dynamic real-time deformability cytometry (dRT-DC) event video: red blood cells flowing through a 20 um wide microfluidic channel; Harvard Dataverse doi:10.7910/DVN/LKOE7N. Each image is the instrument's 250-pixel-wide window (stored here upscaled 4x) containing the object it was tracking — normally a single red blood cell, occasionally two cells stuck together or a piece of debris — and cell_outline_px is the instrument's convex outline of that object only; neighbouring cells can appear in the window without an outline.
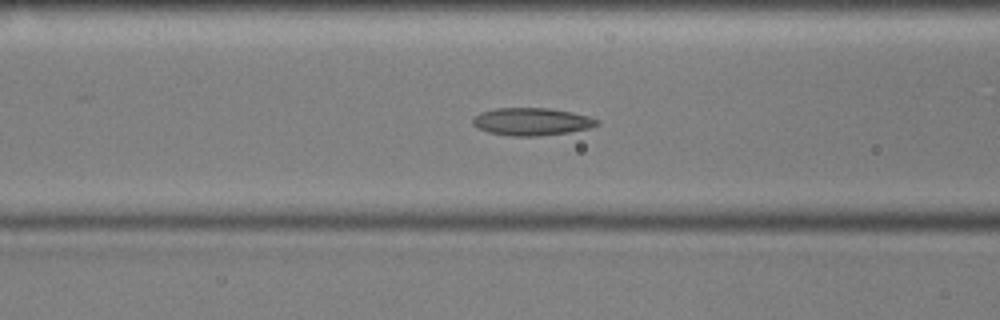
{"species": "common noctule bat (a hibernating species)", "species_latin": "Nyctalus noctula", "temperature_condition": "cold", "stored_images_in_passage": 46, "camera_frame_rate_fps": 3000, "um_per_image_px": 0.085, "animal": {"sex": "male", "body_mass_g": 17.9, "forearm_length_mm": 54.2}, "frame": {"image": 1, "passage_image": 12, "time_ms": 3.667, "image_size_px": [1000, 320], "cell_outline_px": [[600, 124], [588, 128], [568, 132], [536, 136], [512, 136], [488, 132], [472, 124], [472, 120], [480, 112], [496, 108], [548, 108], [572, 112], [588, 116], [600, 120]], "centroid_in_image_um": [45.21, 10.33], "position_along_channel_um": 121.4, "area_um2": 19.83}}
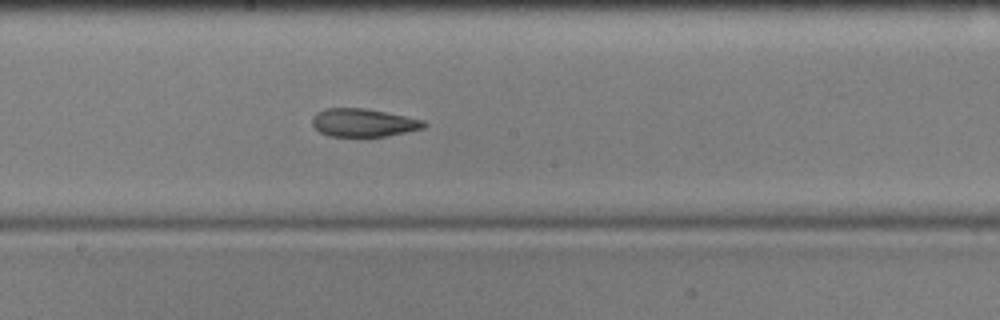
{"frame": {"image": 2, "passage_image": 20, "time_ms": 6.333, "image_size_px": [1000, 320], "cell_outline_px": [[428, 124], [424, 128], [388, 136], [328, 136], [320, 132], [312, 124], [312, 116], [316, 112], [324, 108], [364, 108], [424, 120]], "centroid_in_image_um": [30.87, 10.43], "position_along_channel_um": 217.3, "area_um2": 18.26}}
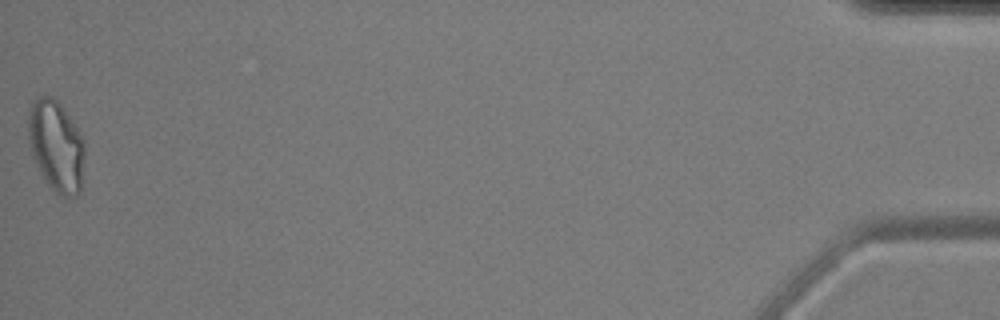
{"frame": {"image": 3, "passage_image": 46, "time_ms": 15.0, "image_size_px": [1000, 320], "cell_outline_px": [[84, 156], [80, 192], [76, 196], [68, 200], [56, 196], [40, 172], [32, 156], [28, 144], [28, 108], [36, 96], [52, 96], [60, 104], [72, 120], [80, 132], [84, 140]], "centroid_in_image_um": [4.76, 12.44], "position_along_channel_um": 430.4, "area_um2": 30.63}, "authors_computed_cell_mechanics": {"area_um2": 20.4034, "velocity_mm_per_s": 3.5932, "shape_relaxation_time_tau1_ms": null, "shape_relaxation_time_tau2_ms": 2.8188, "deformation_change_tau1": null, "deformation_change_tau2": 0.1052}}